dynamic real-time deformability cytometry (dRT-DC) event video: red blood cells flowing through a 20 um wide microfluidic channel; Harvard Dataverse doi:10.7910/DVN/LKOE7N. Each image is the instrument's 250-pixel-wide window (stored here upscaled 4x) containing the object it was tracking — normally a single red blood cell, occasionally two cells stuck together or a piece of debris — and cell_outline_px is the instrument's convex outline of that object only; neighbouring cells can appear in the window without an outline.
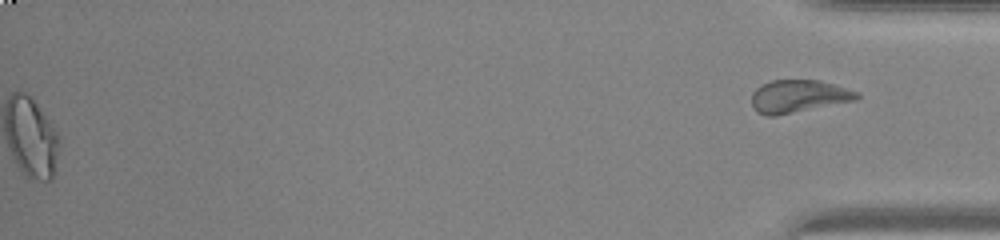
{"species": "common noctule bat (a hibernating species)", "species_latin": "Nyctalus noctula", "temperature_condition": "warm", "stored_images_in_passage": 47, "segment_of_instrument_passage": [2, 2], "camera_frame_rate_fps": 3000, "um_per_image_px": 0.085, "animal": {"sex": "male", "body_mass_g": 20.0, "forearm_length_mm": 53.3}, "frame": {"image": 1, "passage_image": 47, "time_ms": 15.333, "image_size_px": [1000, 240], "cell_outline_px": [[860, 96], [856, 100], [776, 116], [768, 116], [756, 112], [752, 108], [752, 92], [756, 88], [772, 80], [820, 80], [860, 92]], "centroid_in_image_um": [67.86, 8.19], "position_along_channel_um": 367.3, "area_um2": 20.11}}